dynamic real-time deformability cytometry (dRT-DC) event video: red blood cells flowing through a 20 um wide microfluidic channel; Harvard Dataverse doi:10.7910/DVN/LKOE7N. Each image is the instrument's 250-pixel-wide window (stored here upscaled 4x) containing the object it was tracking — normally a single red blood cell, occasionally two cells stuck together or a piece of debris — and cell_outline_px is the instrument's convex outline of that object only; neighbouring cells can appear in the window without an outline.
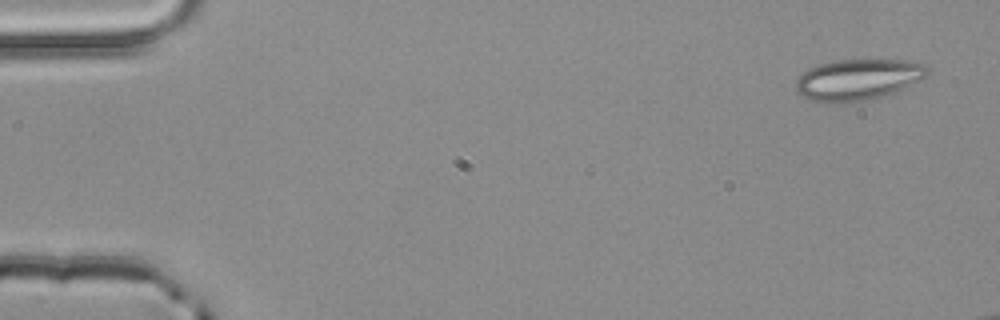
{"species": "common noctule bat (a hibernating species)", "species_latin": "Nyctalus noctula", "temperature_condition": "room temperature", "stored_images_in_passage": 5, "camera_frame_rate_fps": 3000, "um_per_image_px": 0.085, "animal": {"sex": "male", "body_mass_g": 20.4}, "frame": {"image": 1, "passage_image": 1, "time_ms": 0.0, "image_size_px": [1000, 320], "cell_outline_px": [[928, 72], [924, 76], [892, 92], [872, 100], [832, 104], [812, 100], [796, 92], [796, 80], [808, 68], [832, 60], [908, 60], [924, 64], [928, 68]], "centroid_in_image_um": [72.86, 6.77], "position_along_channel_um": 12.1, "area_um2": 31.21}}